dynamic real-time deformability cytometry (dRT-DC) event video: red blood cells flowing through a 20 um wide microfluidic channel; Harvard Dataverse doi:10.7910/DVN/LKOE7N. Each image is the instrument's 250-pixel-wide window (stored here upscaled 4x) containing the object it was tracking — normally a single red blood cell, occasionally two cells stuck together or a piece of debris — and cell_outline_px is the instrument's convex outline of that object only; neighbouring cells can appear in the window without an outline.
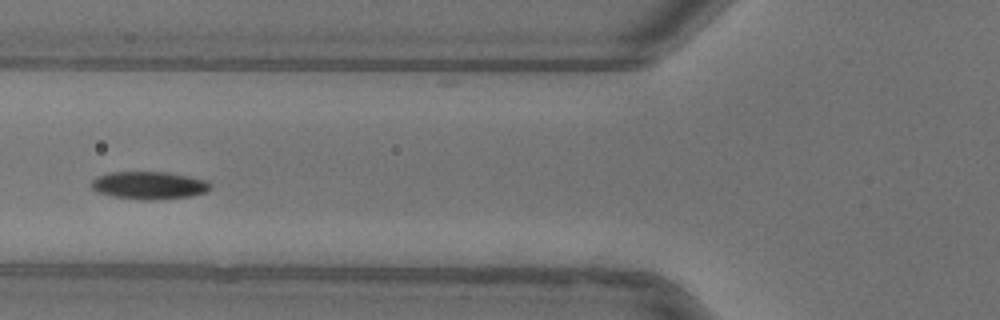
{"species": "common noctule bat (a hibernating species)", "species_latin": "Nyctalus noctula", "temperature_condition": "warm", "stored_images_in_passage": 40, "camera_frame_rate_fps": 3000, "um_per_image_px": 0.085, "animal": {"sex": "female"}, "frame": {"image": 1, "passage_image": 7, "time_ms": 2.0, "image_size_px": [1000, 320], "cell_outline_px": [[212, 188], [208, 192], [188, 196], [156, 200], [140, 200], [112, 196], [96, 192], [92, 188], [92, 180], [96, 176], [108, 172], [168, 172], [208, 180], [212, 184]], "centroid_in_image_um": [12.69, 15.75], "position_along_channel_um": 113.1, "area_um2": 19.48}, "authors_computed_cell_mechanics": {"area_um2": 18.9006, "velocity_mm_per_s": 3.8958, "shape_relaxation_time_tau1_ms": 2.2398, "shape_relaxation_time_tau2_ms": null, "deformation_change_tau1": 0.1298, "deformation_change_tau2": null}}